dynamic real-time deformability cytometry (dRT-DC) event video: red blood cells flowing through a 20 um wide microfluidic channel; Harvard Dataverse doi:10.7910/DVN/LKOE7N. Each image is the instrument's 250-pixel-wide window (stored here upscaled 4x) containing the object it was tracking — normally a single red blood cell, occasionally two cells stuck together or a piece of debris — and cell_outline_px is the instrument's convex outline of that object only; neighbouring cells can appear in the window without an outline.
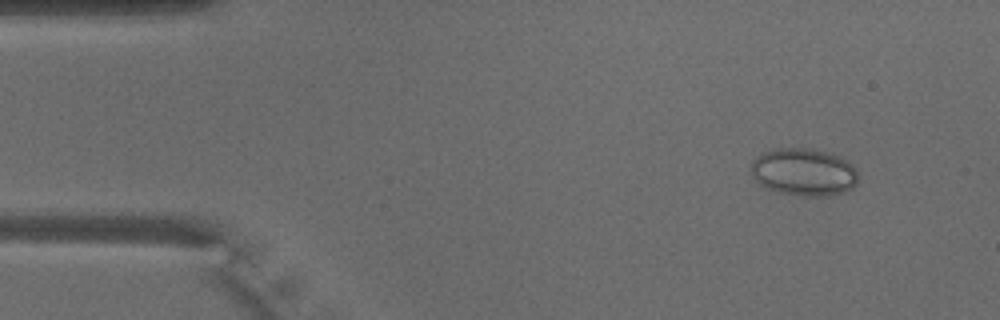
{"species": "common noctule bat (a hibernating species)", "species_latin": "Nyctalus noctula", "temperature_condition": "warm", "stored_images_in_passage": 49, "camera_frame_rate_fps": 3000, "um_per_image_px": 0.085, "animal": {"sex": "male", "body_mass_g": 18.8}, "frame": {"image": 1, "passage_image": 5, "time_ms": 1.333, "image_size_px": [1000, 320], "cell_outline_px": [[856, 184], [852, 188], [844, 192], [828, 196], [804, 196], [780, 192], [764, 188], [756, 180], [752, 172], [752, 160], [756, 156], [764, 152], [776, 148], [812, 148], [828, 152], [840, 156], [852, 164], [856, 168]], "centroid_in_image_um": [68.33, 14.62], "position_along_channel_um": 16.7, "area_um2": 29.77}}
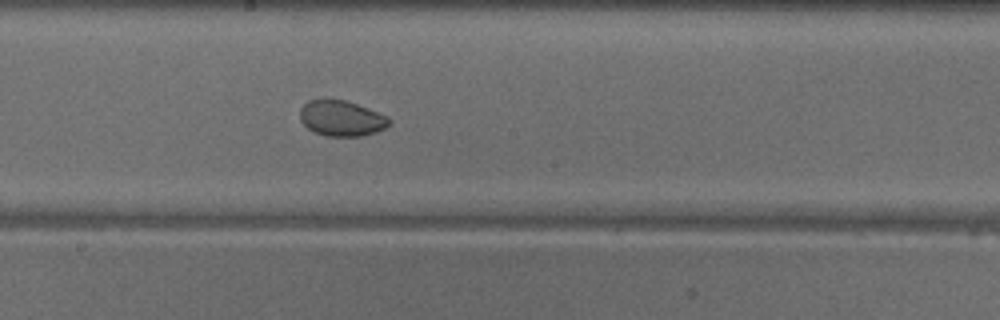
{"frame": {"image": 2, "passage_image": 26, "time_ms": 8.333, "image_size_px": [1000, 320], "cell_outline_px": [[392, 120], [384, 128], [376, 132], [360, 136], [328, 136], [316, 132], [308, 128], [300, 120], [300, 108], [308, 100], [324, 96], [328, 96], [344, 100], [356, 104], [388, 116]], "centroid_in_image_um": [28.98, 10.01], "position_along_channel_um": 219.2, "area_um2": 18.79}}
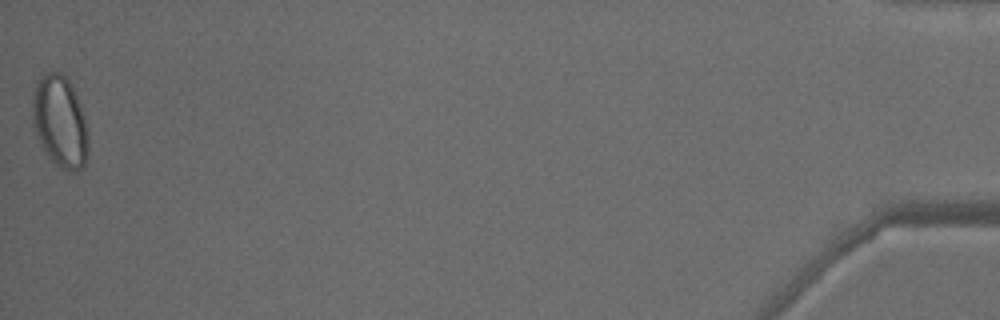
{"frame": {"image": 3, "passage_image": 49, "time_ms": 16.0, "image_size_px": [1000, 320], "cell_outline_px": [[88, 156], [84, 164], [80, 168], [72, 172], [68, 172], [60, 168], [40, 148], [32, 124], [32, 104], [36, 84], [48, 72], [60, 72], [68, 80], [76, 96], [88, 132]], "centroid_in_image_um": [5.08, 10.41], "position_along_channel_um": 430.1, "area_um2": 29.65}, "authors_computed_cell_mechanics": {"area_um2": 22.3108, "velocity_mm_per_s": 4.0857, "shape_relaxation_time_tau1_ms": null, "shape_relaxation_time_tau2_ms": 0.7285, "deformation_change_tau1": null, "deformation_change_tau2": 0.0322}}